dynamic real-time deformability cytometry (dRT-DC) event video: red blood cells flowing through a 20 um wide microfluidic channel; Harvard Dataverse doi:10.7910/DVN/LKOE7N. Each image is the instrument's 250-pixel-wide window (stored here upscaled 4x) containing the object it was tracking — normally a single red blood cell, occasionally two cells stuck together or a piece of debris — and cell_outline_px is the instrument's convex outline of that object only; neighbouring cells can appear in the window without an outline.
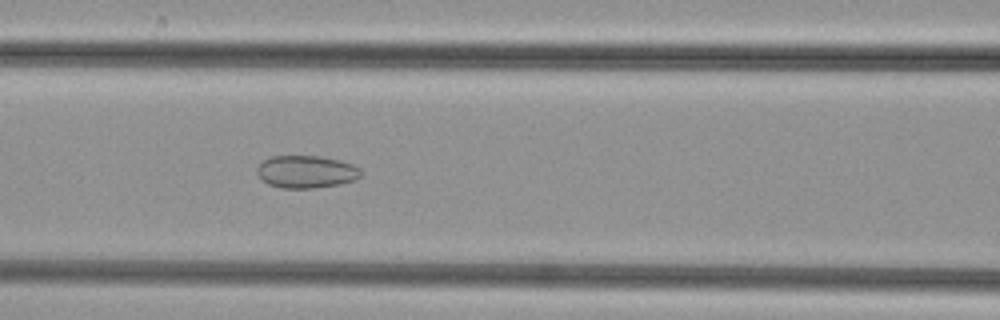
{"species": "common noctule bat (a hibernating species)", "species_latin": "Nyctalus noctula", "temperature_condition": "cold", "stored_images_in_passage": 46, "camera_frame_rate_fps": 3000, "um_per_image_px": 0.085, "animal": {"sex": "female", "body_mass_g": 29.2, "forearm_length_mm": 56.3}, "frame": {"image": 1, "passage_image": 21, "time_ms": 6.667, "image_size_px": [1000, 320], "cell_outline_px": [[360, 176], [356, 180], [340, 184], [312, 188], [280, 188], [268, 184], [260, 180], [256, 172], [256, 168], [268, 156], [320, 156], [340, 160], [352, 164], [360, 168]], "centroid_in_image_um": [25.99, 14.6], "position_along_channel_um": 140.6, "area_um2": 19.88}}
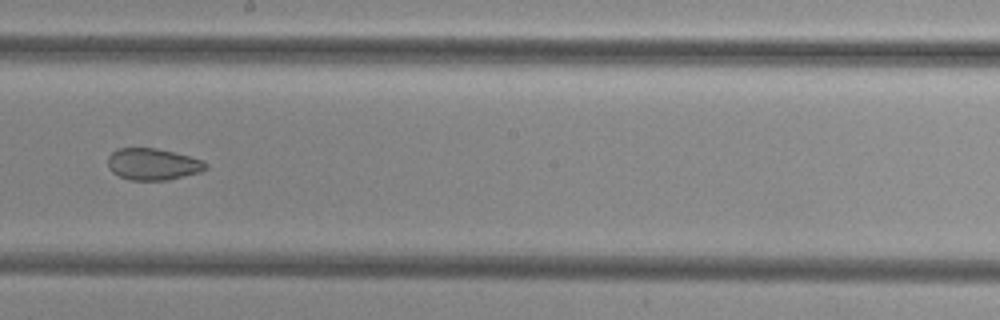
{"frame": {"image": 2, "passage_image": 28, "time_ms": 9.0, "image_size_px": [1000, 320], "cell_outline_px": [[208, 168], [200, 172], [168, 180], [128, 180], [112, 172], [108, 168], [108, 156], [116, 148], [156, 148], [204, 160], [208, 164]], "centroid_in_image_um": [12.99, 13.96], "position_along_channel_um": 235.2, "area_um2": 18.15}}
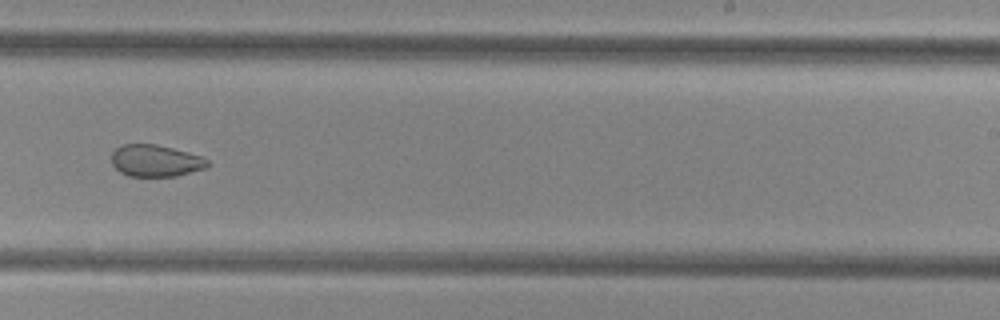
{"frame": {"image": 3, "passage_image": 31, "time_ms": 10.0, "image_size_px": [1000, 320], "cell_outline_px": [[212, 164], [204, 168], [176, 176], [128, 176], [120, 172], [112, 164], [112, 152], [120, 144], [156, 144], [188, 152], [200, 156], [208, 160]], "centroid_in_image_um": [13.21, 13.66], "position_along_channel_um": 275.8, "area_um2": 17.8}}